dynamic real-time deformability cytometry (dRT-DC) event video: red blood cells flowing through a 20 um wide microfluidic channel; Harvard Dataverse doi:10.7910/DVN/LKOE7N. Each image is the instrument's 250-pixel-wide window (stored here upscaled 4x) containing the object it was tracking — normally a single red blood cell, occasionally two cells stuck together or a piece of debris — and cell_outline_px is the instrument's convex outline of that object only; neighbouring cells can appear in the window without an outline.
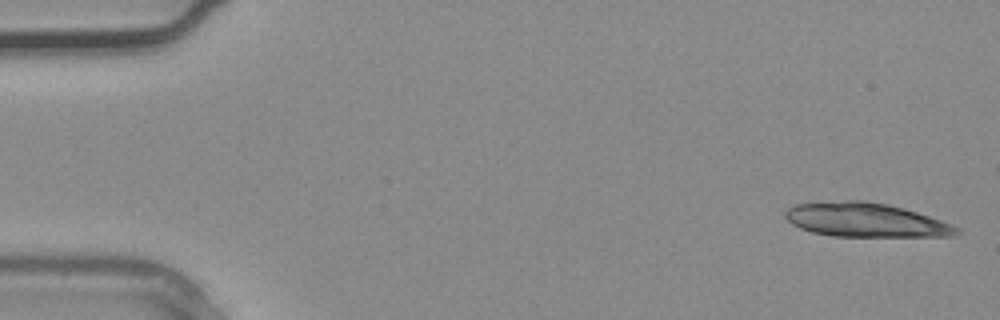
{"species": "common noctule bat (a hibernating species)", "species_latin": "Nyctalus noctula", "temperature_condition": "warm", "stored_images_in_passage": 3, "camera_frame_rate_fps": 3000, "um_per_image_px": 0.085, "animal": {"sex": "male", "body_mass_g": 20.4}, "frame": {"image": 1, "passage_image": 1, "time_ms": 0.0, "image_size_px": [1000, 320], "cell_outline_px": [[960, 232], [952, 236], [832, 236], [812, 232], [800, 228], [792, 224], [784, 216], [784, 212], [788, 208], [796, 204], [844, 200], [864, 200], [888, 204], [904, 208], [952, 224], [960, 228]], "centroid_in_image_um": [73.56, 18.69], "position_along_channel_um": 11.4, "area_um2": 33.93}}